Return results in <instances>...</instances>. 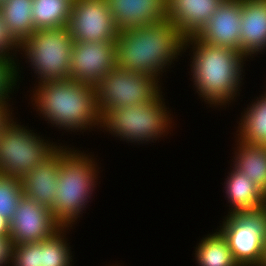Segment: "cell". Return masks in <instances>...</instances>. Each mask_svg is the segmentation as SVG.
I'll return each instance as SVG.
<instances>
[{
  "label": "cell",
  "mask_w": 266,
  "mask_h": 266,
  "mask_svg": "<svg viewBox=\"0 0 266 266\" xmlns=\"http://www.w3.org/2000/svg\"><path fill=\"white\" fill-rule=\"evenodd\" d=\"M15 48L18 49L19 44L8 33L0 14V56L14 59L9 55V51Z\"/></svg>",
  "instance_id": "obj_28"
},
{
  "label": "cell",
  "mask_w": 266,
  "mask_h": 266,
  "mask_svg": "<svg viewBox=\"0 0 266 266\" xmlns=\"http://www.w3.org/2000/svg\"><path fill=\"white\" fill-rule=\"evenodd\" d=\"M38 85L33 95L34 105L53 126L56 124L59 128L72 131L101 124L93 85L70 78Z\"/></svg>",
  "instance_id": "obj_3"
},
{
  "label": "cell",
  "mask_w": 266,
  "mask_h": 266,
  "mask_svg": "<svg viewBox=\"0 0 266 266\" xmlns=\"http://www.w3.org/2000/svg\"><path fill=\"white\" fill-rule=\"evenodd\" d=\"M266 47V0H242L240 52L246 57Z\"/></svg>",
  "instance_id": "obj_17"
},
{
  "label": "cell",
  "mask_w": 266,
  "mask_h": 266,
  "mask_svg": "<svg viewBox=\"0 0 266 266\" xmlns=\"http://www.w3.org/2000/svg\"><path fill=\"white\" fill-rule=\"evenodd\" d=\"M14 245L10 236H0V266L12 262Z\"/></svg>",
  "instance_id": "obj_29"
},
{
  "label": "cell",
  "mask_w": 266,
  "mask_h": 266,
  "mask_svg": "<svg viewBox=\"0 0 266 266\" xmlns=\"http://www.w3.org/2000/svg\"><path fill=\"white\" fill-rule=\"evenodd\" d=\"M7 104L0 103V132L2 128L10 121L12 115Z\"/></svg>",
  "instance_id": "obj_30"
},
{
  "label": "cell",
  "mask_w": 266,
  "mask_h": 266,
  "mask_svg": "<svg viewBox=\"0 0 266 266\" xmlns=\"http://www.w3.org/2000/svg\"><path fill=\"white\" fill-rule=\"evenodd\" d=\"M161 96L145 104L109 108L101 116L99 127H107L110 133L123 140L153 141L166 133L172 122Z\"/></svg>",
  "instance_id": "obj_5"
},
{
  "label": "cell",
  "mask_w": 266,
  "mask_h": 266,
  "mask_svg": "<svg viewBox=\"0 0 266 266\" xmlns=\"http://www.w3.org/2000/svg\"><path fill=\"white\" fill-rule=\"evenodd\" d=\"M17 66L19 65H16L13 59L0 56V103L8 104L6 102L8 94L17 85V78L20 77L17 75L19 73Z\"/></svg>",
  "instance_id": "obj_27"
},
{
  "label": "cell",
  "mask_w": 266,
  "mask_h": 266,
  "mask_svg": "<svg viewBox=\"0 0 266 266\" xmlns=\"http://www.w3.org/2000/svg\"><path fill=\"white\" fill-rule=\"evenodd\" d=\"M66 228L69 227H61L51 237L41 241V266H72L71 251L63 236Z\"/></svg>",
  "instance_id": "obj_24"
},
{
  "label": "cell",
  "mask_w": 266,
  "mask_h": 266,
  "mask_svg": "<svg viewBox=\"0 0 266 266\" xmlns=\"http://www.w3.org/2000/svg\"><path fill=\"white\" fill-rule=\"evenodd\" d=\"M185 37L166 19L119 32L115 41L116 67L156 79L184 49Z\"/></svg>",
  "instance_id": "obj_1"
},
{
  "label": "cell",
  "mask_w": 266,
  "mask_h": 266,
  "mask_svg": "<svg viewBox=\"0 0 266 266\" xmlns=\"http://www.w3.org/2000/svg\"><path fill=\"white\" fill-rule=\"evenodd\" d=\"M67 29L75 42L116 41L119 34L107 0H73Z\"/></svg>",
  "instance_id": "obj_10"
},
{
  "label": "cell",
  "mask_w": 266,
  "mask_h": 266,
  "mask_svg": "<svg viewBox=\"0 0 266 266\" xmlns=\"http://www.w3.org/2000/svg\"><path fill=\"white\" fill-rule=\"evenodd\" d=\"M238 143L234 168L266 194V146L246 143L239 138Z\"/></svg>",
  "instance_id": "obj_20"
},
{
  "label": "cell",
  "mask_w": 266,
  "mask_h": 266,
  "mask_svg": "<svg viewBox=\"0 0 266 266\" xmlns=\"http://www.w3.org/2000/svg\"><path fill=\"white\" fill-rule=\"evenodd\" d=\"M73 0H33L32 17L36 30L65 27Z\"/></svg>",
  "instance_id": "obj_21"
},
{
  "label": "cell",
  "mask_w": 266,
  "mask_h": 266,
  "mask_svg": "<svg viewBox=\"0 0 266 266\" xmlns=\"http://www.w3.org/2000/svg\"><path fill=\"white\" fill-rule=\"evenodd\" d=\"M118 31L167 19L166 0H107Z\"/></svg>",
  "instance_id": "obj_15"
},
{
  "label": "cell",
  "mask_w": 266,
  "mask_h": 266,
  "mask_svg": "<svg viewBox=\"0 0 266 266\" xmlns=\"http://www.w3.org/2000/svg\"><path fill=\"white\" fill-rule=\"evenodd\" d=\"M228 214L219 231L235 262L239 266H261L266 246V205Z\"/></svg>",
  "instance_id": "obj_7"
},
{
  "label": "cell",
  "mask_w": 266,
  "mask_h": 266,
  "mask_svg": "<svg viewBox=\"0 0 266 266\" xmlns=\"http://www.w3.org/2000/svg\"><path fill=\"white\" fill-rule=\"evenodd\" d=\"M67 26L35 30L19 44L28 62L40 78L39 83L70 78L71 52L73 47Z\"/></svg>",
  "instance_id": "obj_6"
},
{
  "label": "cell",
  "mask_w": 266,
  "mask_h": 266,
  "mask_svg": "<svg viewBox=\"0 0 266 266\" xmlns=\"http://www.w3.org/2000/svg\"><path fill=\"white\" fill-rule=\"evenodd\" d=\"M158 80L150 75L115 67L95 86L99 115L102 116L109 108L145 104L155 100L162 94Z\"/></svg>",
  "instance_id": "obj_9"
},
{
  "label": "cell",
  "mask_w": 266,
  "mask_h": 266,
  "mask_svg": "<svg viewBox=\"0 0 266 266\" xmlns=\"http://www.w3.org/2000/svg\"><path fill=\"white\" fill-rule=\"evenodd\" d=\"M241 16L242 0H223L195 37L240 52Z\"/></svg>",
  "instance_id": "obj_13"
},
{
  "label": "cell",
  "mask_w": 266,
  "mask_h": 266,
  "mask_svg": "<svg viewBox=\"0 0 266 266\" xmlns=\"http://www.w3.org/2000/svg\"><path fill=\"white\" fill-rule=\"evenodd\" d=\"M226 179V194L231 203L232 210L229 213L257 209L266 205V194L258 188L252 180L232 167Z\"/></svg>",
  "instance_id": "obj_18"
},
{
  "label": "cell",
  "mask_w": 266,
  "mask_h": 266,
  "mask_svg": "<svg viewBox=\"0 0 266 266\" xmlns=\"http://www.w3.org/2000/svg\"><path fill=\"white\" fill-rule=\"evenodd\" d=\"M261 266H266V246H265V255H264V260Z\"/></svg>",
  "instance_id": "obj_32"
},
{
  "label": "cell",
  "mask_w": 266,
  "mask_h": 266,
  "mask_svg": "<svg viewBox=\"0 0 266 266\" xmlns=\"http://www.w3.org/2000/svg\"><path fill=\"white\" fill-rule=\"evenodd\" d=\"M256 101L246 109L241 118L239 139L246 143L266 146V93Z\"/></svg>",
  "instance_id": "obj_22"
},
{
  "label": "cell",
  "mask_w": 266,
  "mask_h": 266,
  "mask_svg": "<svg viewBox=\"0 0 266 266\" xmlns=\"http://www.w3.org/2000/svg\"><path fill=\"white\" fill-rule=\"evenodd\" d=\"M22 196L21 179L0 173V216L10 221Z\"/></svg>",
  "instance_id": "obj_25"
},
{
  "label": "cell",
  "mask_w": 266,
  "mask_h": 266,
  "mask_svg": "<svg viewBox=\"0 0 266 266\" xmlns=\"http://www.w3.org/2000/svg\"><path fill=\"white\" fill-rule=\"evenodd\" d=\"M0 236H10V221L0 216Z\"/></svg>",
  "instance_id": "obj_31"
},
{
  "label": "cell",
  "mask_w": 266,
  "mask_h": 266,
  "mask_svg": "<svg viewBox=\"0 0 266 266\" xmlns=\"http://www.w3.org/2000/svg\"><path fill=\"white\" fill-rule=\"evenodd\" d=\"M33 0H4L0 14L8 33L20 44L36 29L32 17Z\"/></svg>",
  "instance_id": "obj_19"
},
{
  "label": "cell",
  "mask_w": 266,
  "mask_h": 266,
  "mask_svg": "<svg viewBox=\"0 0 266 266\" xmlns=\"http://www.w3.org/2000/svg\"><path fill=\"white\" fill-rule=\"evenodd\" d=\"M223 0H166L167 19L185 37L196 36Z\"/></svg>",
  "instance_id": "obj_16"
},
{
  "label": "cell",
  "mask_w": 266,
  "mask_h": 266,
  "mask_svg": "<svg viewBox=\"0 0 266 266\" xmlns=\"http://www.w3.org/2000/svg\"><path fill=\"white\" fill-rule=\"evenodd\" d=\"M61 160L62 146L21 179L23 195L51 209L58 191Z\"/></svg>",
  "instance_id": "obj_14"
},
{
  "label": "cell",
  "mask_w": 266,
  "mask_h": 266,
  "mask_svg": "<svg viewBox=\"0 0 266 266\" xmlns=\"http://www.w3.org/2000/svg\"><path fill=\"white\" fill-rule=\"evenodd\" d=\"M188 44L194 46L191 73L197 93L210 105L231 102L239 91L242 64L247 57L242 52L202 42L195 36L185 38L184 50Z\"/></svg>",
  "instance_id": "obj_2"
},
{
  "label": "cell",
  "mask_w": 266,
  "mask_h": 266,
  "mask_svg": "<svg viewBox=\"0 0 266 266\" xmlns=\"http://www.w3.org/2000/svg\"><path fill=\"white\" fill-rule=\"evenodd\" d=\"M195 254L199 266H239L220 231L203 238Z\"/></svg>",
  "instance_id": "obj_23"
},
{
  "label": "cell",
  "mask_w": 266,
  "mask_h": 266,
  "mask_svg": "<svg viewBox=\"0 0 266 266\" xmlns=\"http://www.w3.org/2000/svg\"><path fill=\"white\" fill-rule=\"evenodd\" d=\"M13 266H41V241L14 245Z\"/></svg>",
  "instance_id": "obj_26"
},
{
  "label": "cell",
  "mask_w": 266,
  "mask_h": 266,
  "mask_svg": "<svg viewBox=\"0 0 266 266\" xmlns=\"http://www.w3.org/2000/svg\"><path fill=\"white\" fill-rule=\"evenodd\" d=\"M116 67L115 41L73 42L70 79L93 85Z\"/></svg>",
  "instance_id": "obj_11"
},
{
  "label": "cell",
  "mask_w": 266,
  "mask_h": 266,
  "mask_svg": "<svg viewBox=\"0 0 266 266\" xmlns=\"http://www.w3.org/2000/svg\"><path fill=\"white\" fill-rule=\"evenodd\" d=\"M76 151L62 147L58 191L50 209L54 219L62 227H69L77 220L96 185L97 170L94 159Z\"/></svg>",
  "instance_id": "obj_4"
},
{
  "label": "cell",
  "mask_w": 266,
  "mask_h": 266,
  "mask_svg": "<svg viewBox=\"0 0 266 266\" xmlns=\"http://www.w3.org/2000/svg\"><path fill=\"white\" fill-rule=\"evenodd\" d=\"M61 227L48 207L23 195L10 220V238L13 245L39 242L51 237Z\"/></svg>",
  "instance_id": "obj_12"
},
{
  "label": "cell",
  "mask_w": 266,
  "mask_h": 266,
  "mask_svg": "<svg viewBox=\"0 0 266 266\" xmlns=\"http://www.w3.org/2000/svg\"><path fill=\"white\" fill-rule=\"evenodd\" d=\"M16 125L13 118L0 132V173L22 179L58 148L40 136Z\"/></svg>",
  "instance_id": "obj_8"
}]
</instances>
